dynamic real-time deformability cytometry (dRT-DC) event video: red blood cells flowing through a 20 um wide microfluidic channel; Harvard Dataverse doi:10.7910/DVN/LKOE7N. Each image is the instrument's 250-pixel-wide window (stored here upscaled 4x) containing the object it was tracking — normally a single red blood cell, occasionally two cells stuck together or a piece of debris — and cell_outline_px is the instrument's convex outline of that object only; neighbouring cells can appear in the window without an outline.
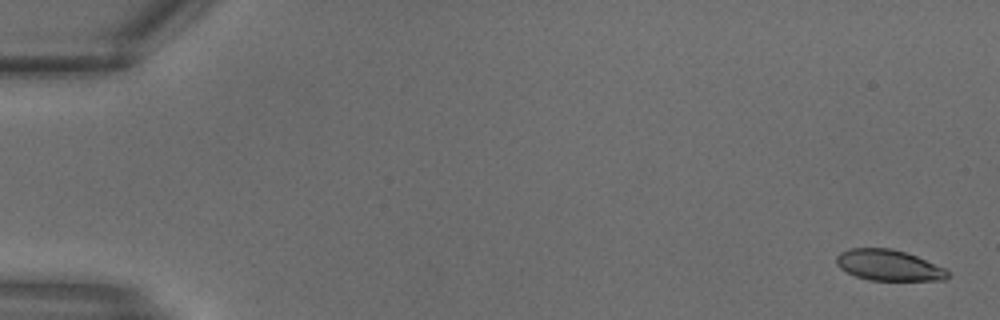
{"species": "common noctule bat (a hibernating species)", "species_latin": "Nyctalus noctula", "temperature_condition": "warm", "stored_images_in_passage": 30, "camera_frame_rate_fps": 3000, "um_per_image_px": 0.085, "animal": {"sex": "male", "body_mass_g": 18.8}, "frame": {"image": 1, "passage_image": 1, "time_ms": 0.0, "image_size_px": [1000, 320], "cell_outline_px": [[948, 276], [944, 280], [868, 280], [856, 276], [840, 268], [836, 264], [836, 256], [840, 252], [848, 248], [892, 248], [916, 256], [944, 268], [948, 272]], "centroid_in_image_um": [75.49, 22.54], "position_along_channel_um": 9.5, "area_um2": 19.88}}
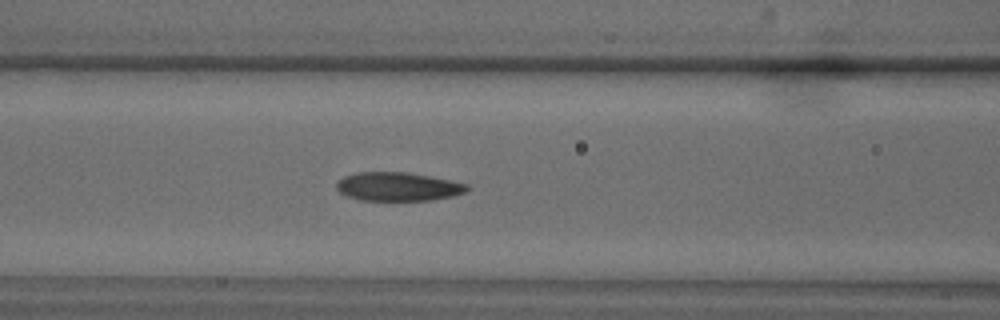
{"frame": {"image": 2, "passage_image": 13, "time_ms": 4.0, "image_size_px": [1000, 320], "cell_outline_px": [[468, 192], [452, 196], [432, 200], [360, 200], [348, 196], [340, 192], [336, 188], [336, 184], [344, 176], [356, 172], [408, 172], [468, 184]], "centroid_in_image_um": [33.83, 15.86], "position_along_channel_um": 132.8, "area_um2": 21.68}}
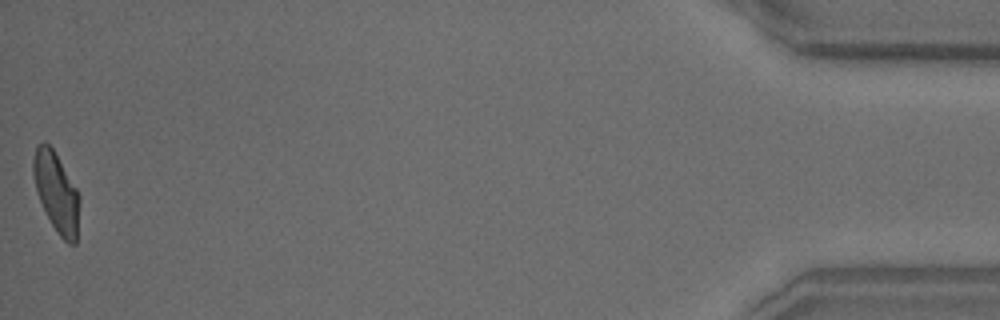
{"frame": {"image": 3, "passage_image": 30, "time_ms": 9.667, "image_size_px": [1000, 320], "cell_outline_px": [[80, 200], [76, 244], [68, 244], [60, 236], [52, 224], [36, 192], [32, 176], [32, 160], [36, 144], [44, 140], [52, 148], [76, 188], [80, 196]], "centroid_in_image_um": [4.77, 16.32], "position_along_channel_um": 430.4, "area_um2": 21.44}}